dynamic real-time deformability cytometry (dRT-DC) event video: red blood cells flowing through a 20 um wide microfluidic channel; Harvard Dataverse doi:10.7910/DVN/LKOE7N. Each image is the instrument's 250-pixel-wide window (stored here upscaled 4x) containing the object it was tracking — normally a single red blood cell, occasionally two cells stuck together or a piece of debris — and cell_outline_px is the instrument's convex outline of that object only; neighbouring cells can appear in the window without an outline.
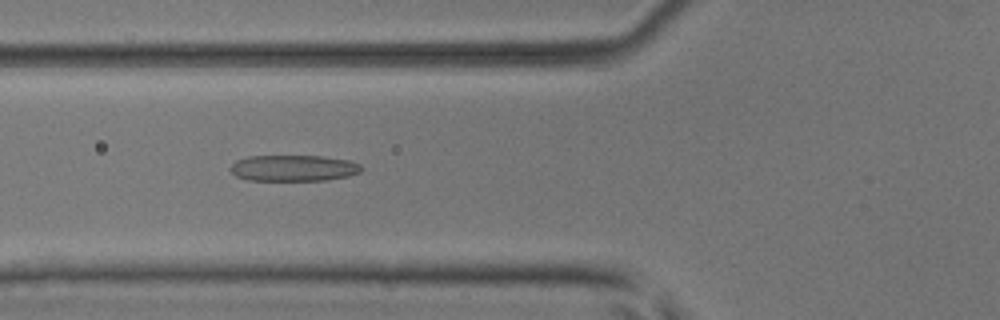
{"species": "common noctule bat (a hibernating species)", "species_latin": "Nyctalus noctula", "temperature_condition": "room temperature", "stored_images_in_passage": 43, "camera_frame_rate_fps": 3000, "um_per_image_px": 0.085, "animal": {"sex": "male", "body_mass_g": 17.9, "forearm_length_mm": 54.2}, "frame": {"image": 1, "passage_image": 12, "time_ms": 3.667, "image_size_px": [1000, 320], "cell_outline_px": [[364, 168], [360, 172], [348, 176], [324, 180], [248, 180], [236, 176], [228, 168], [236, 160], [248, 156], [324, 156], [348, 160], [360, 164]], "centroid_in_image_um": [24.95, 14.28], "position_along_channel_um": 100.9, "area_um2": 20.0}}
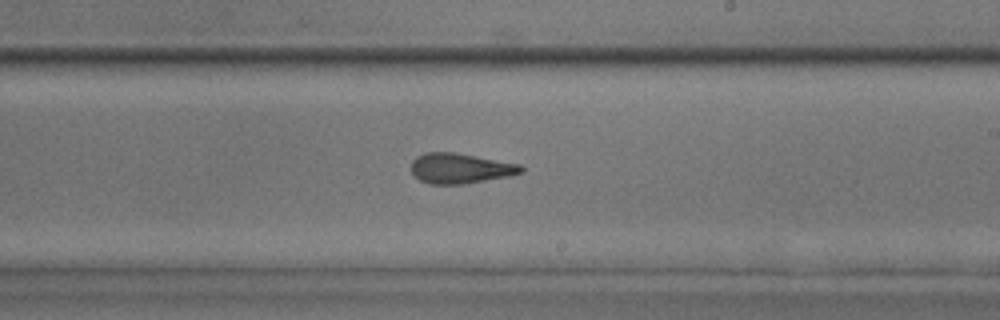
{"frame": {"image": 2, "passage_image": 23, "time_ms": 7.333, "image_size_px": [1000, 320], "cell_outline_px": [[524, 172], [512, 176], [464, 184], [428, 184], [420, 180], [412, 172], [412, 160], [416, 156], [424, 152], [456, 152], [520, 164], [524, 168]], "centroid_in_image_um": [39.15, 14.31], "position_along_channel_um": 249.8, "area_um2": 19.59}}
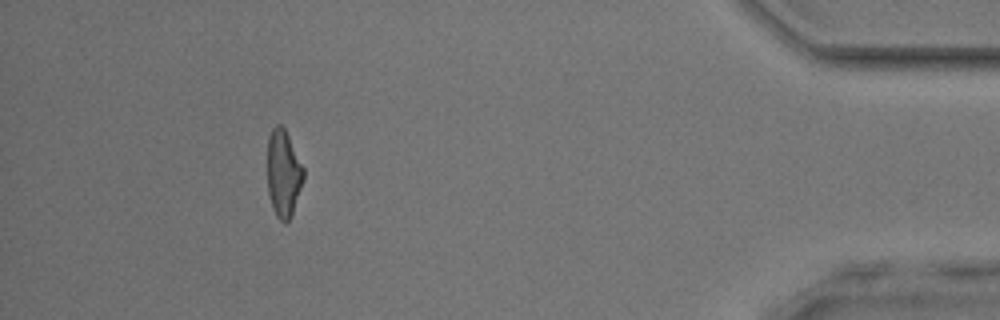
{"frame": {"image": 3, "passage_image": 39, "time_ms": 12.667, "image_size_px": [1000, 320], "cell_outline_px": [[304, 180], [292, 212], [288, 220], [284, 224], [276, 216], [272, 208], [268, 192], [268, 136], [272, 128], [276, 124], [280, 124], [284, 128], [304, 168]], "centroid_in_image_um": [24.08, 14.74], "position_along_channel_um": 411.1, "area_um2": 18.21}, "authors_computed_cell_mechanics": {"area_um2": 19.2474, "velocity_mm_per_s": 4.0797, "shape_relaxation_time_tau1_ms": 4.8198, "shape_relaxation_time_tau2_ms": 2.4553, "deformation_change_tau1": 0.1757, "deformation_change_tau2": 0.1312}}